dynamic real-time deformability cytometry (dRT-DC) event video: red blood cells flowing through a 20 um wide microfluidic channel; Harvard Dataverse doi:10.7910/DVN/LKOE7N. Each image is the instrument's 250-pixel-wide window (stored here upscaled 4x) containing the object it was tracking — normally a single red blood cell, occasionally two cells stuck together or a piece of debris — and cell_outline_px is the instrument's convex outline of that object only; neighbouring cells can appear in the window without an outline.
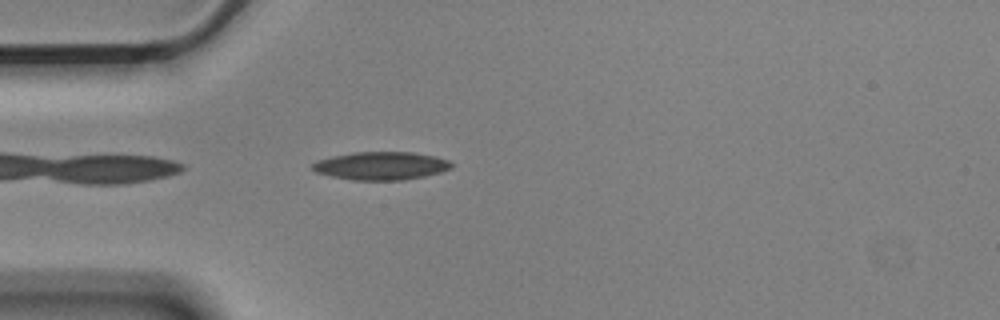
{"species": "Egyptian fruit bat (a non-hibernating species)", "species_latin": "Rousettus aegyptiacus", "temperature_condition": "cold", "stored_images_in_passage": 21, "camera_frame_rate_fps": 3000, "um_per_image_px": 0.085, "animal": {"sex": "male"}, "frame": {"image": 1, "passage_image": 2, "time_ms": 0.333, "image_size_px": [1000, 320], "cell_outline_px": [[452, 168], [440, 172], [424, 176], [404, 180], [352, 180], [332, 176], [316, 172], [312, 168], [312, 164], [316, 160], [332, 156], [352, 152], [412, 152], [436, 156], [448, 160], [452, 164]], "centroid_in_image_um": [32.39, 14.09], "position_along_channel_um": 52.6, "area_um2": 22.77}}
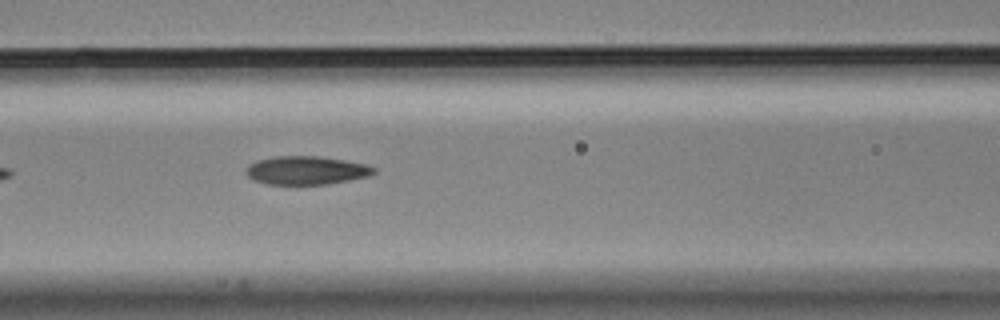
{"frame": {"image": 2, "passage_image": 10, "time_ms": 3.0, "image_size_px": [1000, 320], "cell_outline_px": [[376, 172], [368, 176], [328, 184], [268, 184], [252, 180], [244, 172], [244, 168], [248, 164], [256, 160], [276, 156], [320, 156], [368, 164], [376, 168]], "centroid_in_image_um": [26.0, 14.47], "position_along_channel_um": 140.6, "area_um2": 21.39}}
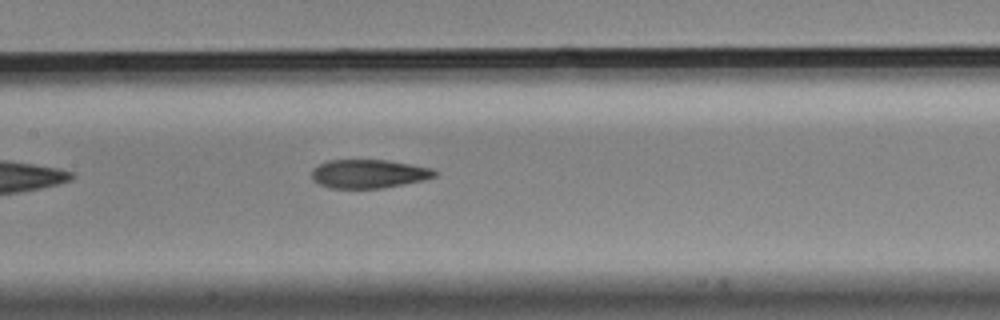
{"frame": {"image": 3, "passage_image": 13, "time_ms": 4.0, "image_size_px": [1000, 320], "cell_outline_px": [[440, 172], [436, 176], [424, 180], [384, 188], [328, 188], [312, 180], [312, 168], [328, 160], [388, 160], [412, 164], [432, 168]], "centroid_in_image_um": [31.37, 14.77], "position_along_channel_um": 176.0, "area_um2": 20.75}}